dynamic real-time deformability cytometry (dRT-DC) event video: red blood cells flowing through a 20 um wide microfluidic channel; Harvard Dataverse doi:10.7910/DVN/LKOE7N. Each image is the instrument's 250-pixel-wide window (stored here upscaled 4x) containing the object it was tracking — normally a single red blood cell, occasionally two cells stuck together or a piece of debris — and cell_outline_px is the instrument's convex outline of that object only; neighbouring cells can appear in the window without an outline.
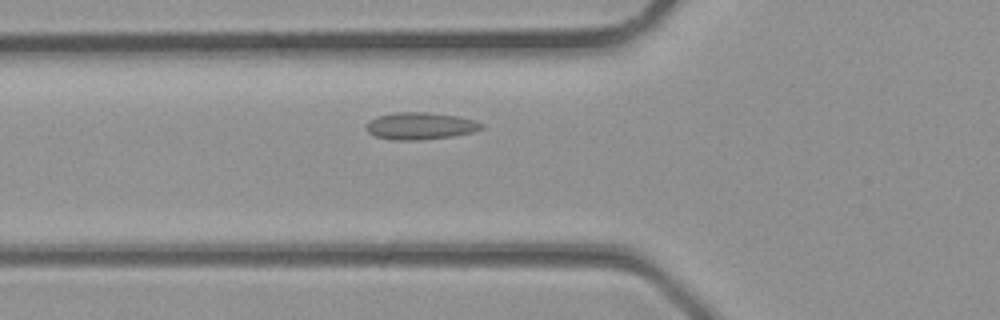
{"species": "common noctule bat (a hibernating species)", "species_latin": "Nyctalus noctula", "temperature_condition": "room temperature", "stored_images_in_passage": 19, "camera_frame_rate_fps": 3000, "um_per_image_px": 0.085, "animal": {"sex": "male", "body_mass_g": 23.1, "forearm_length_mm": 52.7}, "frame": {"image": 1, "passage_image": 2, "time_ms": 0.333, "image_size_px": [1000, 320], "cell_outline_px": [[484, 128], [472, 132], [452, 136], [420, 140], [392, 140], [376, 136], [368, 132], [364, 128], [368, 120], [376, 116], [392, 112], [428, 112], [460, 116], [476, 120], [484, 124]], "centroid_in_image_um": [35.71, 10.69], "position_along_channel_um": 90.1, "area_um2": 18.55}}
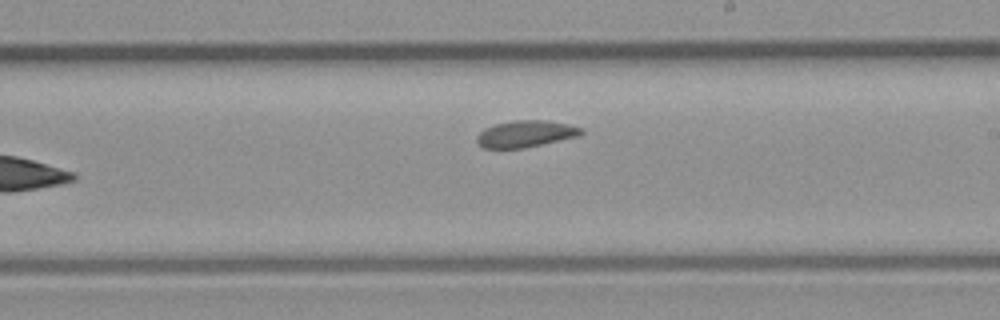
{"frame": {"image": 2, "passage_image": 10, "time_ms": 3.0, "image_size_px": [1000, 320], "cell_outline_px": [[584, 132], [580, 136], [524, 148], [484, 148], [476, 140], [476, 136], [484, 128], [496, 124], [516, 120], [544, 120], [568, 124], [584, 128]], "centroid_in_image_um": [44.71, 11.37], "position_along_channel_um": 244.3, "area_um2": 16.24}}
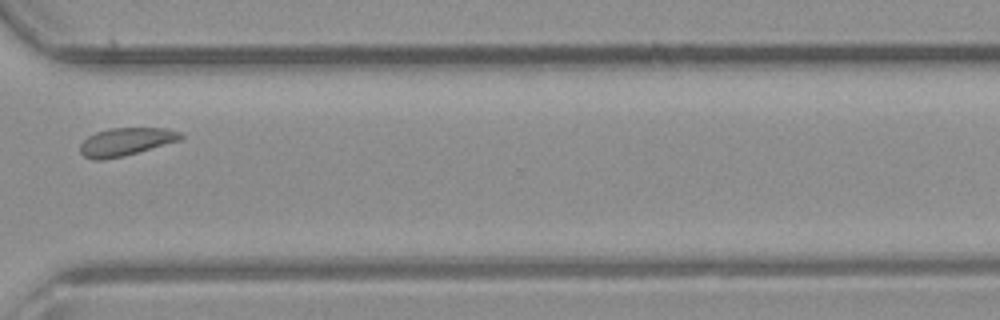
{"frame": {"image": 3, "passage_image": 16, "time_ms": 5.0, "image_size_px": [1000, 320], "cell_outline_px": [[184, 140], [120, 156], [100, 160], [92, 160], [84, 156], [80, 152], [80, 144], [88, 136], [96, 132], [108, 128], [168, 128], [180, 132], [184, 136]], "centroid_in_image_um": [10.73, 12.03], "position_along_channel_um": 359.9, "area_um2": 16.36}}